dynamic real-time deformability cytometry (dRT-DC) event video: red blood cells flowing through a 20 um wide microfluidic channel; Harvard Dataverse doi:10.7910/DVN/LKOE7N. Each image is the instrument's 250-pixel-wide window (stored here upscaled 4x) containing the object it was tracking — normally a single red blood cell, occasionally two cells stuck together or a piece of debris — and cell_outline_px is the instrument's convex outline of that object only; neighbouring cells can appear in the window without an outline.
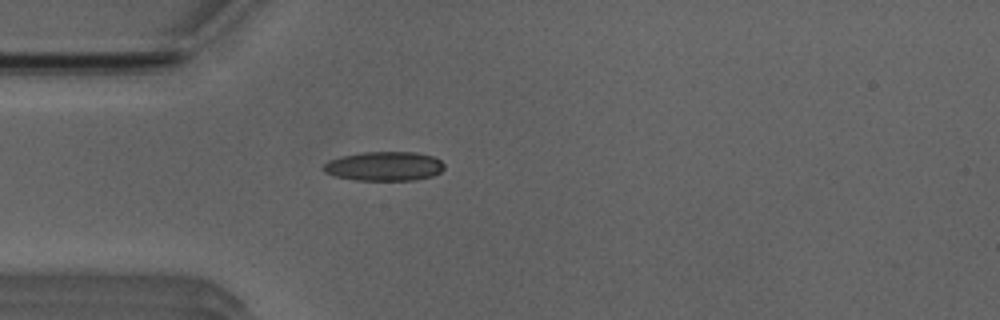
{"species": "Egyptian fruit bat (a non-hibernating species)", "species_latin": "Rousettus aegyptiacus", "temperature_condition": "room temperature", "stored_images_in_passage": 39, "camera_frame_rate_fps": 3000, "um_per_image_px": 0.085, "animal": {"sex": "male"}, "frame": {"image": 1, "passage_image": 2, "time_ms": 0.333, "image_size_px": [1000, 320], "cell_outline_px": [[444, 168], [440, 172], [432, 176], [412, 180], [356, 180], [336, 176], [324, 172], [324, 164], [328, 160], [340, 156], [360, 152], [416, 152], [432, 156], [440, 160], [444, 164]], "centroid_in_image_um": [32.65, 14.12], "position_along_channel_um": 52.3, "area_um2": 20.58}}
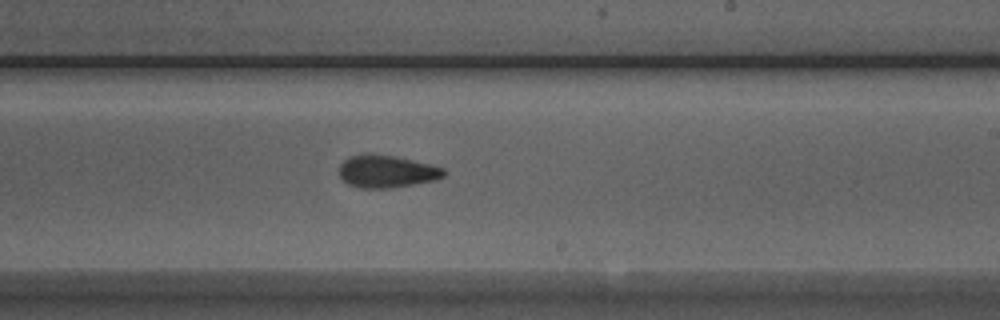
{"frame": {"image": 2, "passage_image": 18, "time_ms": 5.667, "image_size_px": [1000, 320], "cell_outline_px": [[448, 172], [444, 176], [436, 180], [388, 188], [360, 188], [348, 184], [340, 176], [340, 164], [348, 156], [368, 152], [372, 152], [396, 156], [432, 164], [444, 168]], "centroid_in_image_um": [32.88, 14.54], "position_along_channel_um": 256.1, "area_um2": 20.17}}
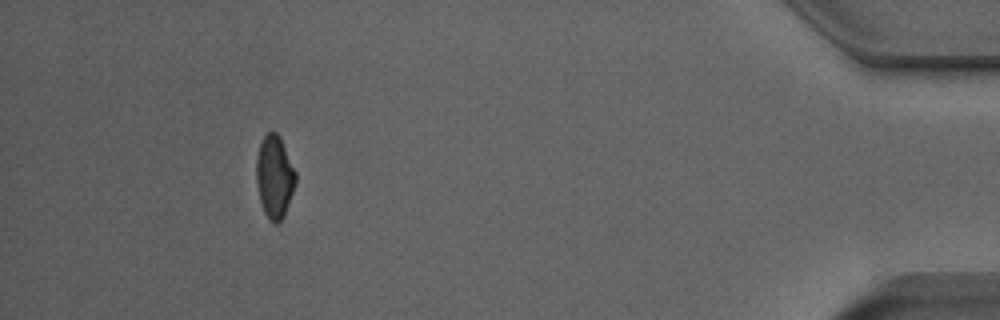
{"frame": {"image": 3, "passage_image": 35, "time_ms": 11.333, "image_size_px": [1000, 320], "cell_outline_px": [[296, 184], [284, 216], [276, 224], [272, 224], [268, 220], [264, 212], [260, 200], [256, 180], [256, 160], [260, 144], [264, 136], [268, 132], [276, 132], [280, 136], [296, 172]], "centroid_in_image_um": [23.34, 15.05], "position_along_channel_um": 411.9, "area_um2": 19.02}, "authors_computed_cell_mechanics": {"area_um2": 19.7098, "velocity_mm_per_s": 3.9396, "shape_relaxation_time_tau1_ms": 4.0486, "shape_relaxation_time_tau2_ms": 7.2394, "deformation_change_tau1": 0.1225, "deformation_change_tau2": 0.1307}}